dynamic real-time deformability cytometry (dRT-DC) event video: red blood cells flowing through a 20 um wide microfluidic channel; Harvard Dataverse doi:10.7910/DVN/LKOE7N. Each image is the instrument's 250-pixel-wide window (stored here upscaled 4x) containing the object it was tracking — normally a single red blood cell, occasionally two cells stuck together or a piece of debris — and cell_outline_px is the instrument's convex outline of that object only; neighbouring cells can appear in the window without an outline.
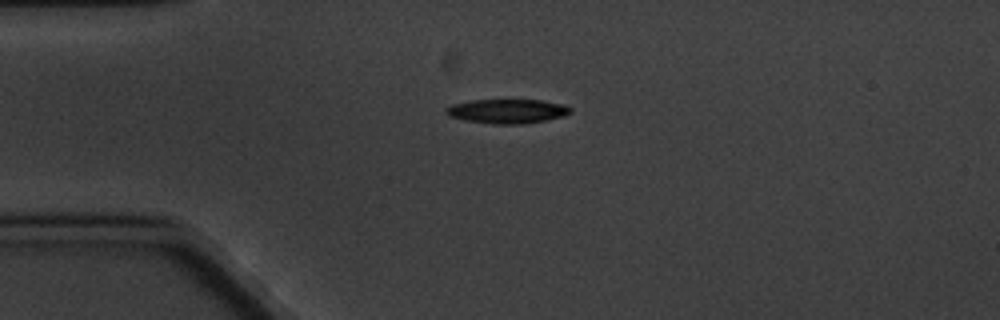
{"species": "common noctule bat (a hibernating species)", "species_latin": "Nyctalus noctula", "temperature_condition": "cold", "stored_images_in_passage": 6, "camera_frame_rate_fps": 3000, "um_per_image_px": 0.085, "animal": {"sex": "male", "body_mass_g": 20.1, "forearm_length_mm": 53.5}, "frame": {"image": 1, "passage_image": 6, "time_ms": 6.667, "image_size_px": [1000, 320], "cell_outline_px": [[572, 112], [564, 116], [548, 120], [524, 124], [492, 124], [464, 120], [448, 116], [444, 112], [444, 108], [452, 104], [472, 100], [544, 100], [564, 104], [572, 108]], "centroid_in_image_um": [43.13, 9.45], "position_along_channel_um": 41.9, "area_um2": 17.92}}